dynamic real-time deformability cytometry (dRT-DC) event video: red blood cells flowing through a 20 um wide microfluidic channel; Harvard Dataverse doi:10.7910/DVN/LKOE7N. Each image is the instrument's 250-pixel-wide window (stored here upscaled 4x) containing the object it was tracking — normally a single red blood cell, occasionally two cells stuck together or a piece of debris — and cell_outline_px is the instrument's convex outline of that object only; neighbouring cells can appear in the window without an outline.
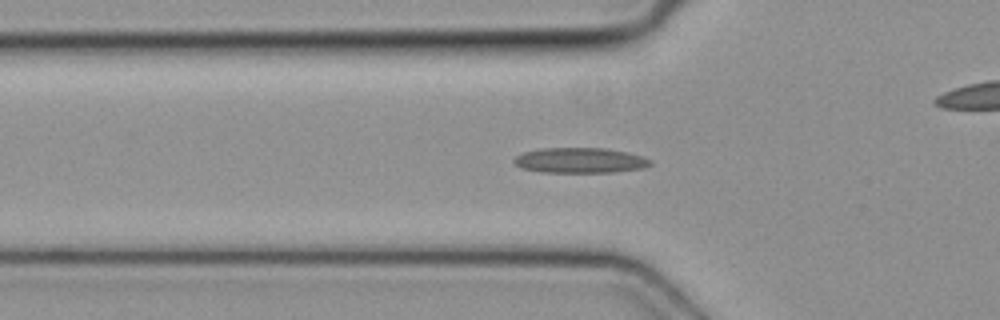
{"species": "common noctule bat (a hibernating species)", "species_latin": "Nyctalus noctula", "temperature_condition": "cold", "stored_images_in_passage": 50, "camera_frame_rate_fps": 3000, "um_per_image_px": 0.085, "animal": {"sex": "female", "body_mass_g": 19.3, "forearm_length_mm": 54.1}, "frame": {"image": 1, "passage_image": 16, "time_ms": 5.0, "image_size_px": [1000, 320], "cell_outline_px": [[652, 164], [644, 168], [616, 172], [544, 172], [520, 168], [512, 160], [516, 156], [524, 152], [540, 148], [604, 148], [624, 152], [640, 156], [652, 160]], "centroid_in_image_um": [49.29, 13.63], "position_along_channel_um": 76.5, "area_um2": 20.0}}
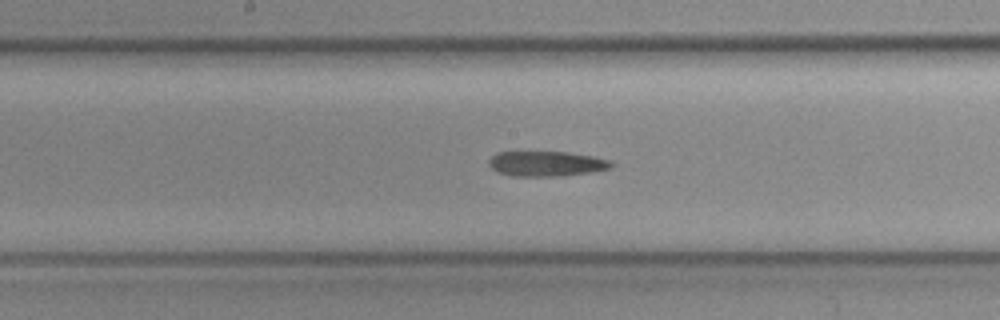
{"frame": {"image": 2, "passage_image": 25, "time_ms": 8.0, "image_size_px": [1000, 320], "cell_outline_px": [[616, 164], [612, 168], [592, 172], [560, 176], [512, 176], [496, 172], [488, 164], [488, 160], [492, 156], [500, 152], [568, 152], [592, 156], [612, 160]], "centroid_in_image_um": [46.49, 13.92], "position_along_channel_um": 201.7, "area_um2": 18.09}}
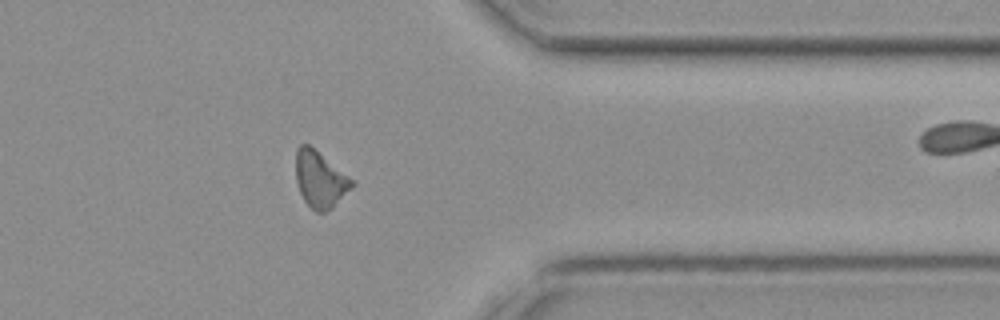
{"frame": {"image": 3, "passage_image": 39, "time_ms": 12.667, "image_size_px": [1000, 320], "cell_outline_px": [[356, 184], [332, 208], [324, 212], [316, 212], [304, 200], [300, 192], [296, 180], [296, 148], [300, 144], [308, 144], [352, 180]], "centroid_in_image_um": [27.19, 15.27], "position_along_channel_um": 384.2, "area_um2": 17.98}}